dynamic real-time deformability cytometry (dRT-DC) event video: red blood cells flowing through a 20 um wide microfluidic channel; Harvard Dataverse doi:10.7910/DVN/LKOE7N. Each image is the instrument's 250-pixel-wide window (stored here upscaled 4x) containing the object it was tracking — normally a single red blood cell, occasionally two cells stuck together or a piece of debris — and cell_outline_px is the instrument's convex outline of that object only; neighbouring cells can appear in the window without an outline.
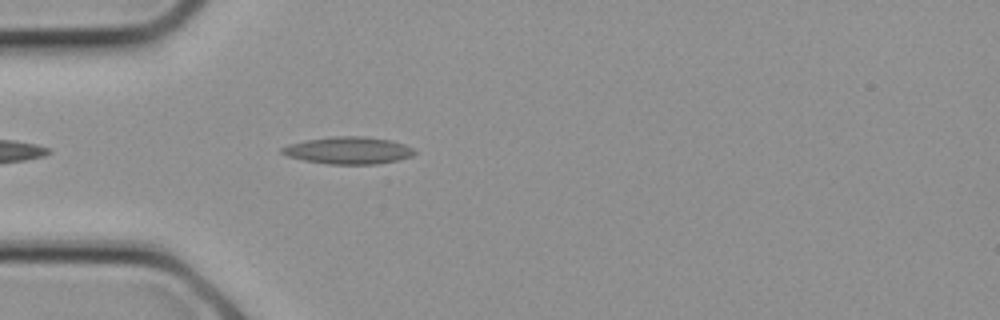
{"species": "common noctule bat (a hibernating species)", "species_latin": "Nyctalus noctula", "temperature_condition": "cold", "stored_images_in_passage": 9, "camera_frame_rate_fps": 3000, "um_per_image_px": 0.085, "animal": {"sex": "female", "body_mass_g": 21.9}, "frame": {"image": 1, "passage_image": 1, "time_ms": 0.0, "image_size_px": [1000, 320], "cell_outline_px": [[416, 152], [412, 156], [396, 160], [376, 164], [328, 164], [304, 160], [288, 156], [280, 152], [280, 148], [288, 144], [304, 140], [332, 136], [364, 136], [392, 140], [404, 144], [412, 148]], "centroid_in_image_um": [29.59, 12.77], "position_along_channel_um": 55.4, "area_um2": 21.04}}
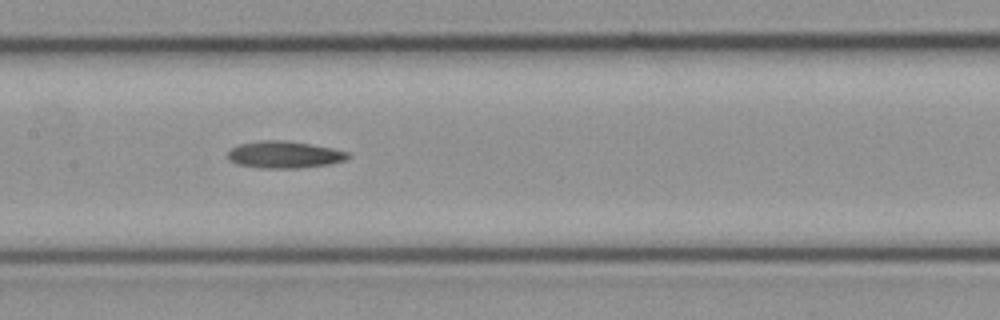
{"frame": {"image": 2, "passage_image": 6, "time_ms": 1.667, "image_size_px": [1000, 320], "cell_outline_px": [[352, 156], [348, 160], [332, 164], [300, 168], [260, 168], [236, 164], [228, 160], [228, 152], [232, 148], [240, 144], [260, 140], [284, 140], [332, 148], [348, 152]], "centroid_in_image_um": [24.2, 13.16], "position_along_channel_um": 183.2, "area_um2": 19.07}}
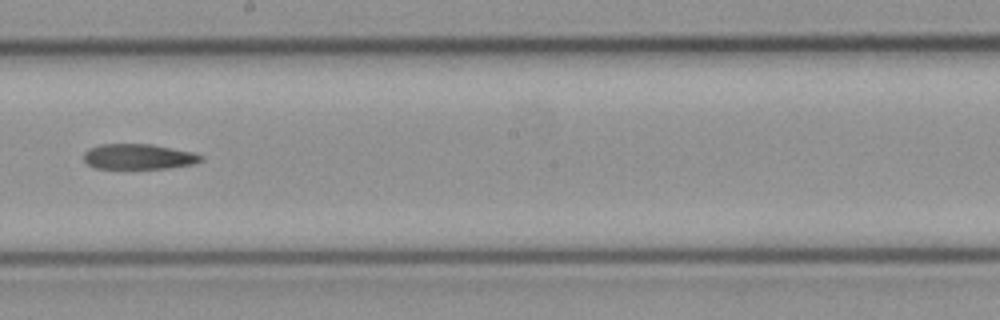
{"frame": {"image": 3, "passage_image": 8, "time_ms": 2.333, "image_size_px": [1000, 320], "cell_outline_px": [[204, 160], [192, 164], [168, 168], [92, 168], [84, 160], [84, 152], [88, 148], [100, 144], [152, 144], [192, 152], [204, 156]], "centroid_in_image_um": [11.76, 13.31], "position_along_channel_um": 236.4, "area_um2": 17.34}}